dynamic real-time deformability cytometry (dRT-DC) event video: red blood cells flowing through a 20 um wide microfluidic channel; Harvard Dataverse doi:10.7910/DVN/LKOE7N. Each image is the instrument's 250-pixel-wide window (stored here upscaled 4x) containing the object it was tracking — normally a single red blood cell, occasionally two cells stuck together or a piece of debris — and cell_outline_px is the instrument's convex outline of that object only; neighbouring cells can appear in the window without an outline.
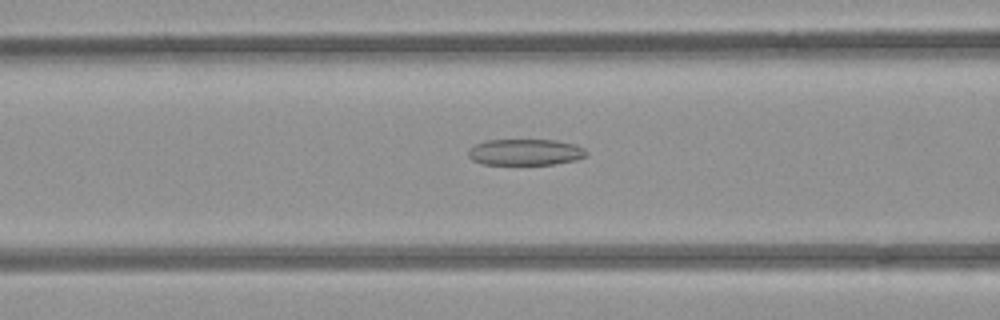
{"species": "common noctule bat (a hibernating species)", "species_latin": "Nyctalus noctula", "temperature_condition": "room temperature", "stored_images_in_passage": 39, "camera_frame_rate_fps": 3000, "um_per_image_px": 0.085, "animal": {"sex": "female", "body_mass_g": 21.9}, "frame": {"image": 1, "passage_image": 17, "time_ms": 5.333, "image_size_px": [1000, 320], "cell_outline_px": [[588, 152], [584, 156], [576, 160], [552, 164], [484, 164], [472, 160], [468, 156], [468, 148], [484, 140], [556, 140], [572, 144], [584, 148]], "centroid_in_image_um": [44.61, 12.93], "position_along_channel_um": 122.0, "area_um2": 17.98}}
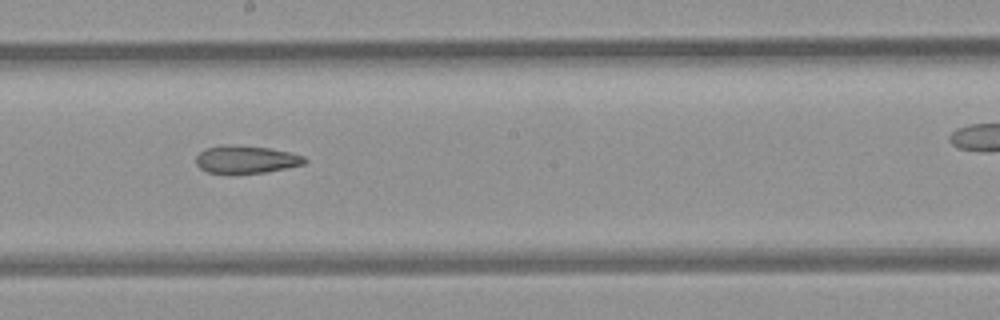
{"frame": {"image": 2, "passage_image": 25, "time_ms": 8.0, "image_size_px": [1000, 320], "cell_outline_px": [[308, 160], [304, 164], [268, 172], [208, 172], [200, 168], [196, 164], [196, 156], [204, 148], [220, 144], [224, 144], [268, 148], [292, 152], [304, 156]], "centroid_in_image_um": [20.92, 13.53], "position_along_channel_um": 227.3, "area_um2": 17.4}}
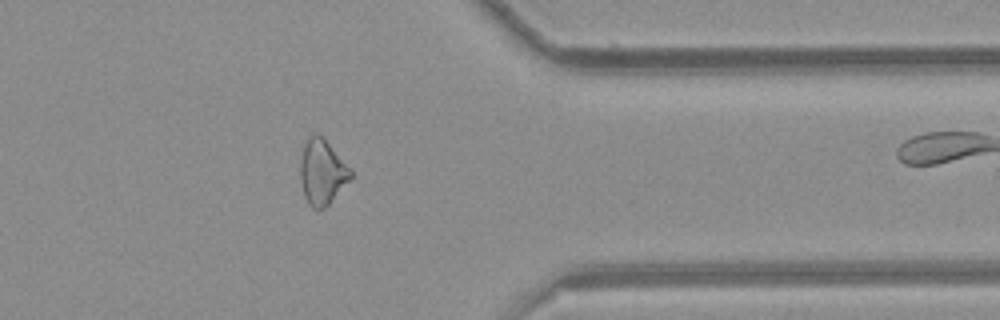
{"frame": {"image": 3, "passage_image": 38, "time_ms": 12.333, "image_size_px": [1000, 320], "cell_outline_px": [[352, 180], [324, 208], [312, 208], [308, 204], [304, 196], [300, 180], [300, 156], [304, 144], [316, 132], [352, 168]], "centroid_in_image_um": [27.39, 14.66], "position_along_channel_um": 384.0, "area_um2": 19.13}}